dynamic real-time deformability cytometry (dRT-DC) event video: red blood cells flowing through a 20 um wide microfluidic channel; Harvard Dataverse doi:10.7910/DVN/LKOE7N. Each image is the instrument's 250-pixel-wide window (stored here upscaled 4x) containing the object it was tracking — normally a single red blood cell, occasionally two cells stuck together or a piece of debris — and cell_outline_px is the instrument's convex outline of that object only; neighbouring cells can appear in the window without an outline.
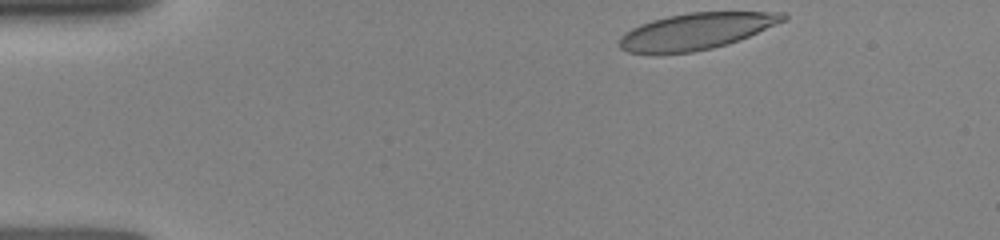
{"species": "human", "species_latin": "Homo sapiens", "temperature_condition": "room temperature", "stored_images_in_passage": 27, "camera_frame_rate_fps": 3000, "um_per_image_px": 0.085, "donor": {"sex": "female"}, "frame": {"image": 1, "passage_image": 1, "time_ms": 0.0, "image_size_px": [1000, 240], "cell_outline_px": [[788, 16], [784, 20], [748, 36], [728, 44], [712, 48], [692, 52], [656, 56], [628, 52], [620, 48], [620, 36], [624, 32], [640, 24], [652, 20], [668, 16], [688, 12], [784, 12]], "centroid_in_image_um": [59.08, 2.68], "position_along_channel_um": 25.9, "area_um2": 35.03}}
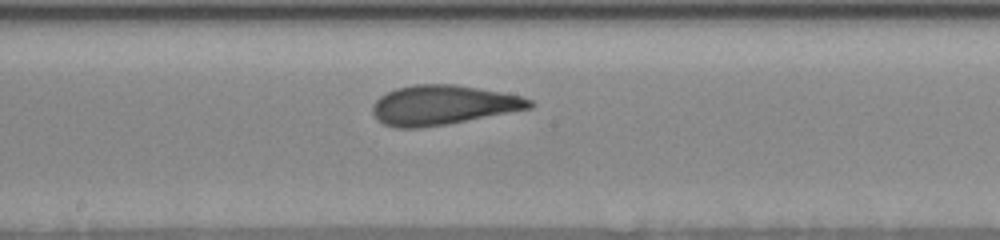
{"frame": {"image": 2, "passage_image": 14, "time_ms": 6.333, "image_size_px": [1000, 240], "cell_outline_px": [[536, 104], [532, 108], [448, 124], [420, 128], [392, 128], [376, 120], [372, 112], [372, 104], [380, 96], [396, 88], [416, 84], [456, 84], [500, 92], [520, 96], [532, 100]], "centroid_in_image_um": [37.62, 8.94], "position_along_channel_um": 210.6, "area_um2": 36.41}}
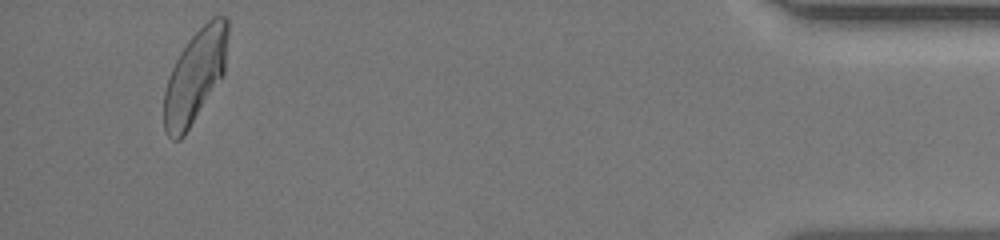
{"frame": {"image": 3, "passage_image": 26, "time_ms": 13.0, "image_size_px": [1000, 240], "cell_outline_px": [[228, 36], [224, 76], [184, 136], [180, 140], [172, 140], [164, 132], [164, 92], [172, 68], [180, 52], [188, 40], [212, 16], [224, 16], [228, 20]], "centroid_in_image_um": [16.59, 6.5], "position_along_channel_um": 418.6, "area_um2": 34.68}}